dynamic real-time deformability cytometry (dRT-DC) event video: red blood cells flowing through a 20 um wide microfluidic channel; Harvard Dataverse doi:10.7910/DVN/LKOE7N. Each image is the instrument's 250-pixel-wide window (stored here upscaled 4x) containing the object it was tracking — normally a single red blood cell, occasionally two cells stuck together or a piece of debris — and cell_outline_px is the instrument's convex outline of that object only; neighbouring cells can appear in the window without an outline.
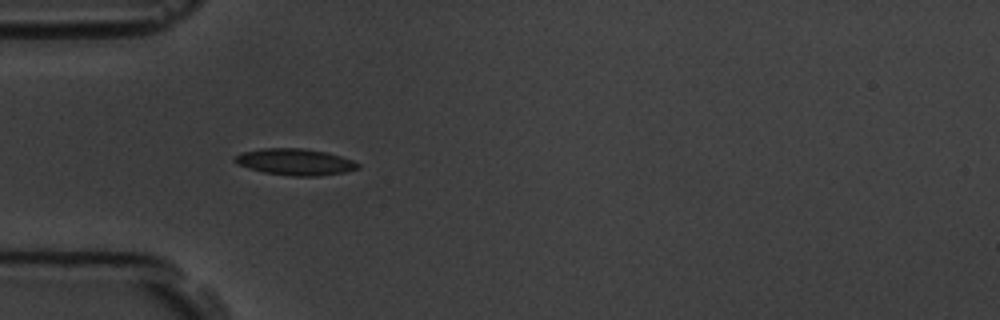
{"species": "common noctule bat (a hibernating species)", "species_latin": "Nyctalus noctula", "temperature_condition": "room temperature", "stored_images_in_passage": 10, "camera_frame_rate_fps": 3000, "um_per_image_px": 0.085, "animal": {"sex": "male", "body_mass_g": 19.5, "forearm_length_mm": 54.6}, "frame": {"image": 1, "passage_image": 4, "time_ms": 3.333, "image_size_px": [1000, 320], "cell_outline_px": [[360, 168], [344, 172], [320, 176], [292, 176], [264, 172], [248, 168], [236, 164], [232, 160], [236, 156], [244, 152], [264, 148], [304, 148], [324, 152], [340, 156], [352, 160], [360, 164]], "centroid_in_image_um": [25.08, 13.77], "position_along_channel_um": 59.9, "area_um2": 18.9}}
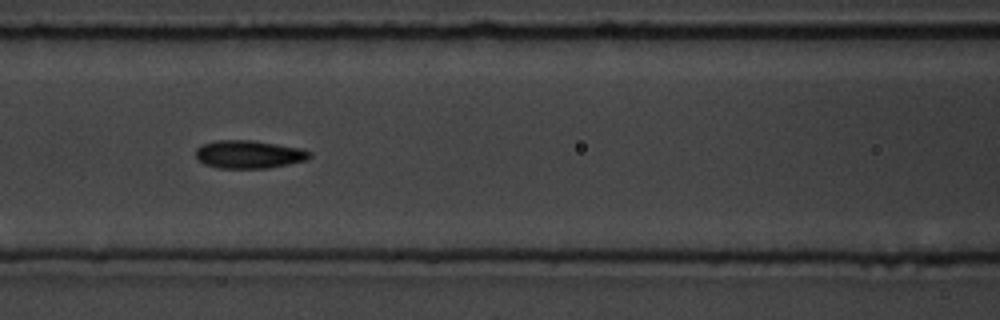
{"frame": {"image": 2, "passage_image": 6, "time_ms": 5.667, "image_size_px": [1000, 320], "cell_outline_px": [[312, 156], [308, 160], [268, 168], [216, 168], [204, 164], [196, 160], [196, 148], [204, 144], [216, 140], [252, 140], [300, 148], [312, 152]], "centroid_in_image_um": [21.15, 13.13], "position_along_channel_um": 145.4, "area_um2": 18.73}}
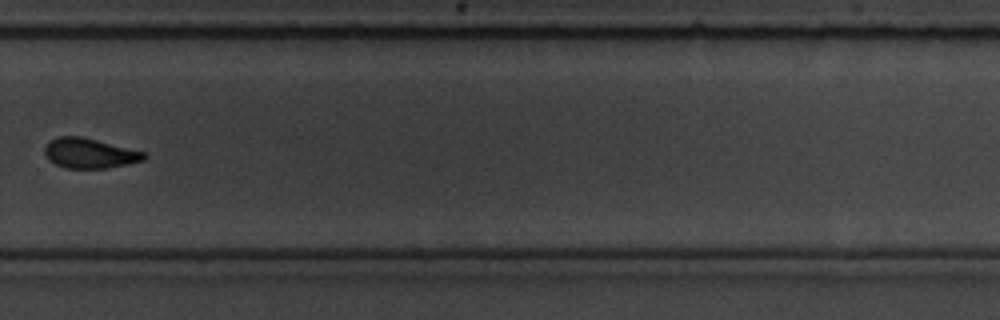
{"frame": {"image": 3, "passage_image": 10, "time_ms": 10.333, "image_size_px": [1000, 320], "cell_outline_px": [[148, 156], [144, 160], [128, 164], [108, 168], [64, 168], [48, 160], [44, 152], [44, 148], [52, 140], [60, 136], [80, 136], [144, 152]], "centroid_in_image_um": [7.61, 13.04], "position_along_channel_um": 322.2, "area_um2": 17.17}}